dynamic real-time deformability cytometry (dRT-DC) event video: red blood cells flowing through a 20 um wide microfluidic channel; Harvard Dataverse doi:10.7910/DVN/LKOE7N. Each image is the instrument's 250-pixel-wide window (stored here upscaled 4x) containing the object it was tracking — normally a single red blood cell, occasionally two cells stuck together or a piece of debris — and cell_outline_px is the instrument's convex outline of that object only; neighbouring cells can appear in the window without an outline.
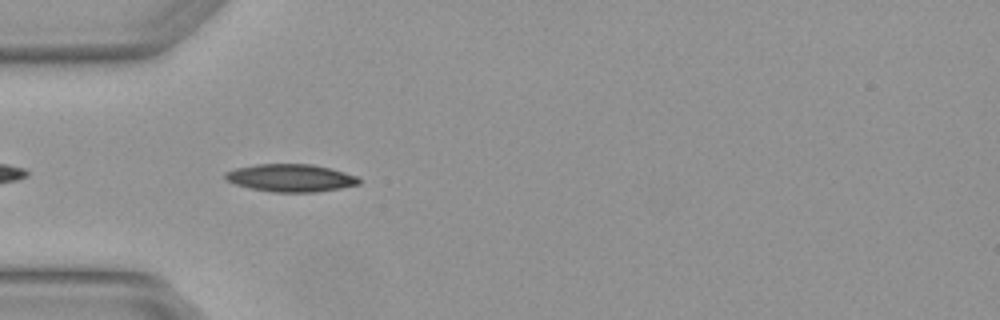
{"species": "Egyptian fruit bat (a non-hibernating species)", "species_latin": "Rousettus aegyptiacus", "temperature_condition": "warm", "stored_images_in_passage": 5, "camera_frame_rate_fps": 3000, "um_per_image_px": 0.085, "animal": {"sex": "female"}, "frame": {"image": 1, "passage_image": 3, "time_ms": 0.667, "image_size_px": [1000, 320], "cell_outline_px": [[360, 184], [340, 188], [316, 192], [272, 192], [252, 188], [236, 184], [228, 180], [224, 176], [224, 172], [236, 168], [256, 164], [312, 164], [344, 172], [356, 176], [360, 180]], "centroid_in_image_um": [24.71, 15.12], "position_along_channel_um": 60.3, "area_um2": 21.33}}
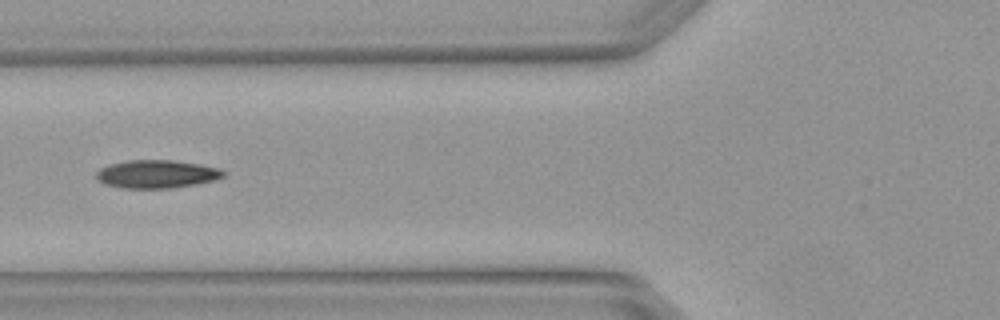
{"frame": {"image": 2, "passage_image": 4, "time_ms": 1.0, "image_size_px": [1000, 320], "cell_outline_px": [[224, 176], [216, 180], [196, 184], [172, 188], [124, 188], [104, 184], [96, 180], [96, 172], [100, 168], [108, 164], [128, 160], [172, 160], [200, 164], [220, 168], [224, 172]], "centroid_in_image_um": [13.3, 14.79], "position_along_channel_um": 112.5, "area_um2": 20.98}}